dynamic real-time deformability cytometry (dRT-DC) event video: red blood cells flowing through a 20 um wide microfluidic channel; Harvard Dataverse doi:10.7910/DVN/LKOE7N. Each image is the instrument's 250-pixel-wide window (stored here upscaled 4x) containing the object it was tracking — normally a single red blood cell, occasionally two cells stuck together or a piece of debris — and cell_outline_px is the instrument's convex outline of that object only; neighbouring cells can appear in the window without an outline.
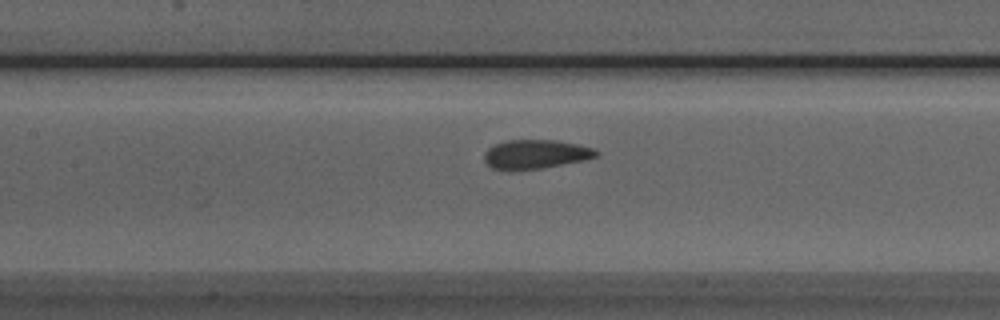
{"species": "Egyptian fruit bat (a non-hibernating species)", "species_latin": "Rousettus aegyptiacus", "temperature_condition": "room temperature", "stored_images_in_passage": 34, "camera_frame_rate_fps": 3000, "um_per_image_px": 0.085, "animal": {"sex": "male"}, "frame": {"image": 1, "passage_image": 9, "time_ms": 2.667, "image_size_px": [1000, 320], "cell_outline_px": [[600, 152], [596, 156], [584, 160], [540, 168], [512, 172], [508, 172], [492, 168], [484, 160], [484, 152], [488, 148], [496, 144], [508, 140], [552, 140], [576, 144], [592, 148]], "centroid_in_image_um": [45.46, 13.13], "position_along_channel_um": 161.9, "area_um2": 19.02}}
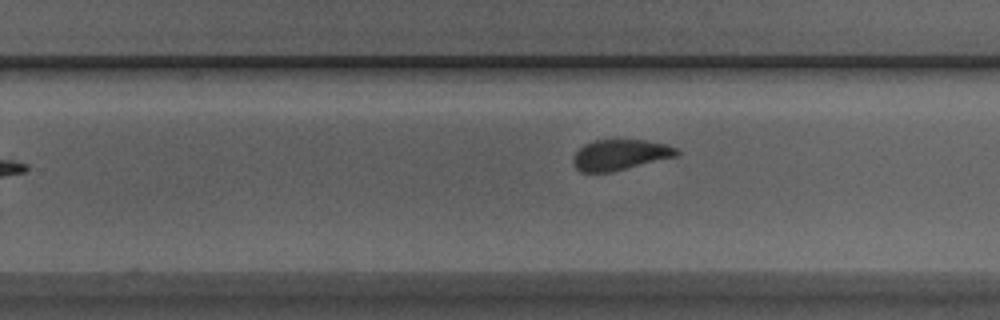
{"frame": {"image": 2, "passage_image": 18, "time_ms": 5.667, "image_size_px": [1000, 320], "cell_outline_px": [[680, 152], [676, 156], [612, 172], [580, 172], [572, 164], [572, 160], [576, 152], [584, 144], [596, 140], [644, 140], [668, 144], [676, 148]], "centroid_in_image_um": [52.69, 13.16], "position_along_channel_um": 277.1, "area_um2": 18.44}}
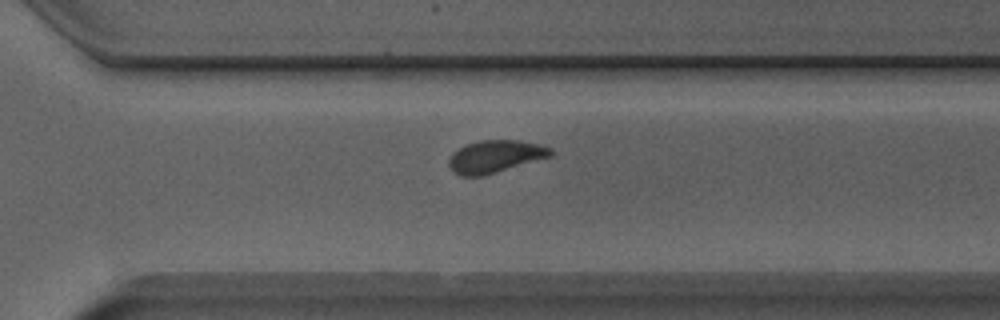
{"frame": {"image": 3, "passage_image": 22, "time_ms": 7.0, "image_size_px": [1000, 320], "cell_outline_px": [[556, 152], [552, 156], [484, 176], [460, 176], [452, 172], [448, 164], [448, 160], [452, 152], [464, 144], [480, 140], [520, 140], [540, 144], [552, 148]], "centroid_in_image_um": [42.09, 13.3], "position_along_channel_um": 328.5, "area_um2": 19.71}, "authors_computed_cell_mechanics": {"area_um2": 19.4208, "velocity_mm_per_s": 3.8542, "shape_relaxation_time_tau1_ms": 6.3904, "shape_relaxation_time_tau2_ms": 1.1263, "deformation_change_tau1": 0.1409, "deformation_change_tau2": 0.0679}}